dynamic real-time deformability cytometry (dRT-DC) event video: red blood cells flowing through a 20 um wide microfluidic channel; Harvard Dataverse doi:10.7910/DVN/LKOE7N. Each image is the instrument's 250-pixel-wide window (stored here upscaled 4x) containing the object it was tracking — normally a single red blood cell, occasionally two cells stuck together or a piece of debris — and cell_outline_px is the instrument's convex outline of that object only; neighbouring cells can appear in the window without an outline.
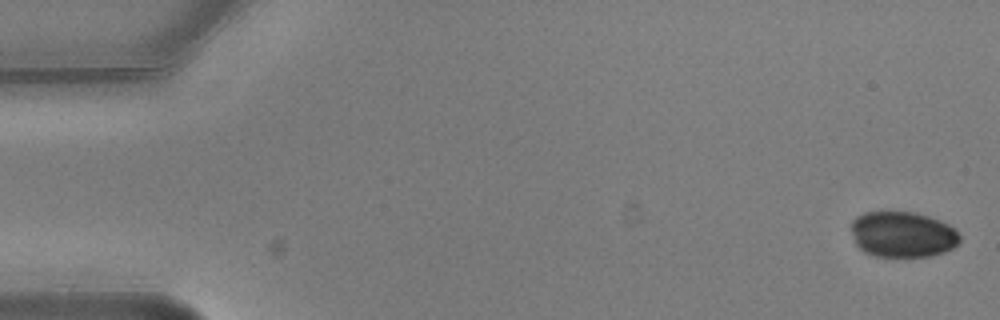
{"species": "common noctule bat (a hibernating species)", "species_latin": "Nyctalus noctula", "temperature_condition": "warm", "stored_images_in_passage": 5, "segment_of_instrument_passage": [2, 2], "camera_frame_rate_fps": 3000, "um_per_image_px": 0.085, "animal": {"sex": "male", "body_mass_g": 20.5, "forearm_length_mm": 52.5}, "frame": {"image": 1, "passage_image": 5, "time_ms": 1.333, "image_size_px": [1000, 320], "cell_outline_px": [[960, 240], [952, 248], [944, 252], [928, 256], [876, 256], [864, 252], [856, 244], [852, 232], [852, 220], [856, 216], [864, 212], [880, 208], [916, 212], [940, 220], [956, 228], [960, 236]], "centroid_in_image_um": [76.7, 19.86], "position_along_channel_um": 8.3, "area_um2": 29.71}}